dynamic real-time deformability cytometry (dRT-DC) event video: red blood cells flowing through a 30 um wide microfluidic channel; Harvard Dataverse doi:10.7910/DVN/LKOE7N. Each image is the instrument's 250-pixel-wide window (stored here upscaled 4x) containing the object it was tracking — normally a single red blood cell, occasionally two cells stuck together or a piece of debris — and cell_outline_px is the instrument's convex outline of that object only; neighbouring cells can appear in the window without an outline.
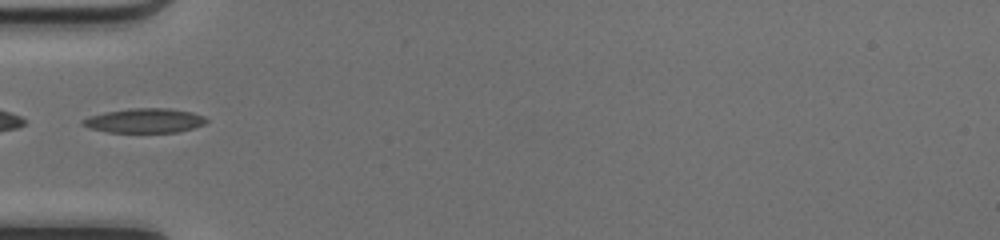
{"species": "common noctule bat (a hibernating species)", "species_latin": "Nyctalus noctula", "temperature_condition": "cold", "stored_images_in_passage": 31, "camera_frame_rate_fps": 3000, "um_per_image_px": 0.085, "animal": {"sex": "female", "body_mass_g": 17.0, "forearm_length_mm": 48.0}, "frame": {"image": 1, "passage_image": 1, "time_ms": 0.0, "image_size_px": [1000, 240], "cell_outline_px": [[208, 120], [204, 124], [192, 128], [176, 132], [108, 132], [88, 128], [80, 124], [80, 120], [88, 116], [104, 112], [128, 108], [168, 108], [192, 112], [204, 116]], "centroid_in_image_um": [12.23, 10.24], "position_along_channel_um": 72.8, "area_um2": 17.74}}
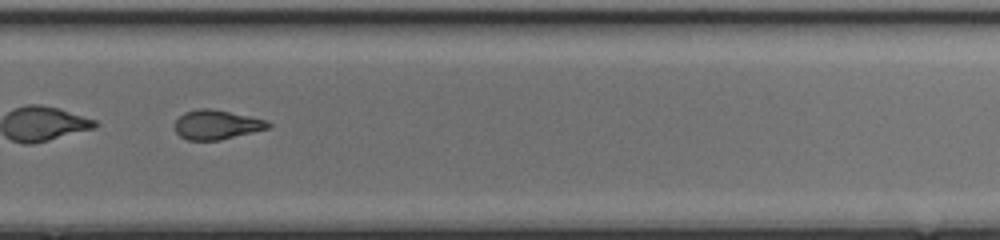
{"frame": {"image": 2, "passage_image": 18, "time_ms": 5.667, "image_size_px": [1000, 240], "cell_outline_px": [[272, 124], [268, 128], [220, 140], [188, 140], [180, 136], [176, 132], [176, 120], [184, 112], [196, 108], [212, 108], [268, 120]], "centroid_in_image_um": [18.41, 10.58], "position_along_channel_um": 311.4, "area_um2": 15.95}, "authors_computed_cell_mechanics": {"area_um2": 16.8776, "velocity_mm_per_s": 4.2039, "shape_relaxation_time_tau1_ms": 5.594, "shape_relaxation_time_tau2_ms": 4.9523, "deformation_change_tau1": 0.1993, "deformation_change_tau2": 0.1034}}